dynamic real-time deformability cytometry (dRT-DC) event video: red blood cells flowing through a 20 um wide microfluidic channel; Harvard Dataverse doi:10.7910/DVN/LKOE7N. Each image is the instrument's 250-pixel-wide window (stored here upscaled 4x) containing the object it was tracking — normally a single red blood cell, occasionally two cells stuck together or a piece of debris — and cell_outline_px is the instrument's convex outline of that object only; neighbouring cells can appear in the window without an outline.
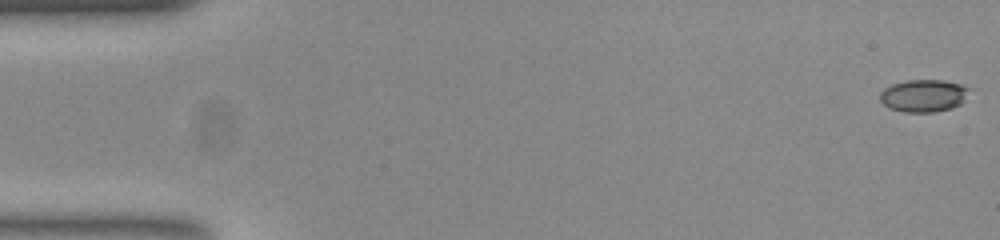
{"species": "common noctule bat (a hibernating species)", "species_latin": "Nyctalus noctula", "temperature_condition": "room temperature", "stored_images_in_passage": 53, "camera_frame_rate_fps": 3000, "um_per_image_px": 0.085, "animal": {"sex": "female", "body_mass_g": 23.0, "forearm_length_mm": 53.4}, "frame": {"image": 1, "passage_image": 1, "time_ms": 0.0, "image_size_px": [1000, 240], "cell_outline_px": [[968, 88], [960, 104], [952, 108], [936, 112], [904, 112], [892, 108], [884, 104], [880, 100], [880, 92], [884, 88], [892, 84], [908, 80], [944, 80], [960, 84]], "centroid_in_image_um": [78.47, 8.13], "position_along_channel_um": 6.5, "area_um2": 16.59}}
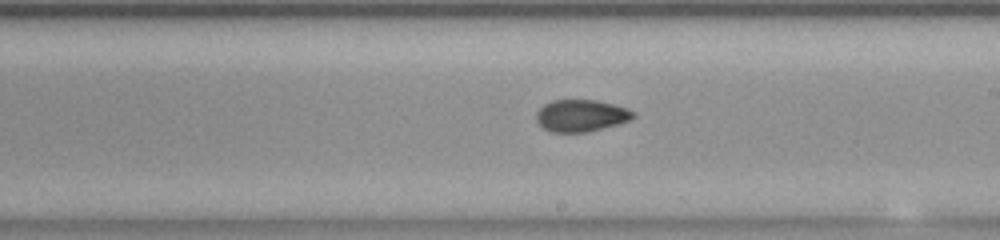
{"frame": {"image": 2, "passage_image": 30, "time_ms": 9.667, "image_size_px": [1000, 240], "cell_outline_px": [[636, 116], [620, 124], [588, 132], [552, 132], [544, 128], [536, 120], [536, 112], [544, 104], [552, 100], [596, 100], [628, 108], [636, 112]], "centroid_in_image_um": [49.41, 9.83], "position_along_channel_um": 239.6, "area_um2": 18.15}}
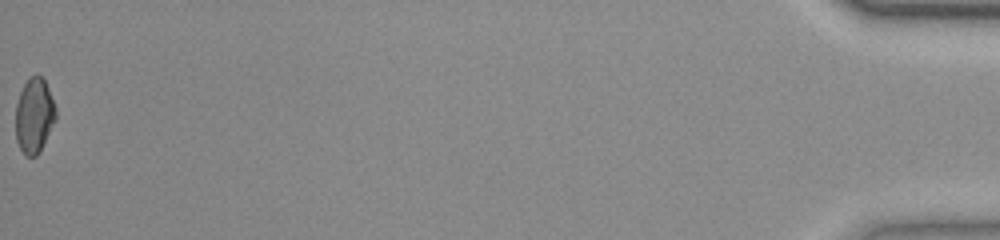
{"frame": {"image": 3, "passage_image": 53, "time_ms": 17.333, "image_size_px": [1000, 240], "cell_outline_px": [[56, 120], [36, 156], [28, 156], [20, 148], [16, 140], [16, 104], [20, 92], [24, 84], [36, 72], [44, 80], [48, 88], [56, 108]], "centroid_in_image_um": [2.91, 9.8], "position_along_channel_um": 432.3, "area_um2": 17.28}, "authors_computed_cell_mechanics": {"area_um2": 17.8024, "velocity_mm_per_s": 3.8981, "shape_relaxation_time_tau1_ms": null, "shape_relaxation_time_tau2_ms": 1.3114, "deformation_change_tau1": null, "deformation_change_tau2": 0.0589}}